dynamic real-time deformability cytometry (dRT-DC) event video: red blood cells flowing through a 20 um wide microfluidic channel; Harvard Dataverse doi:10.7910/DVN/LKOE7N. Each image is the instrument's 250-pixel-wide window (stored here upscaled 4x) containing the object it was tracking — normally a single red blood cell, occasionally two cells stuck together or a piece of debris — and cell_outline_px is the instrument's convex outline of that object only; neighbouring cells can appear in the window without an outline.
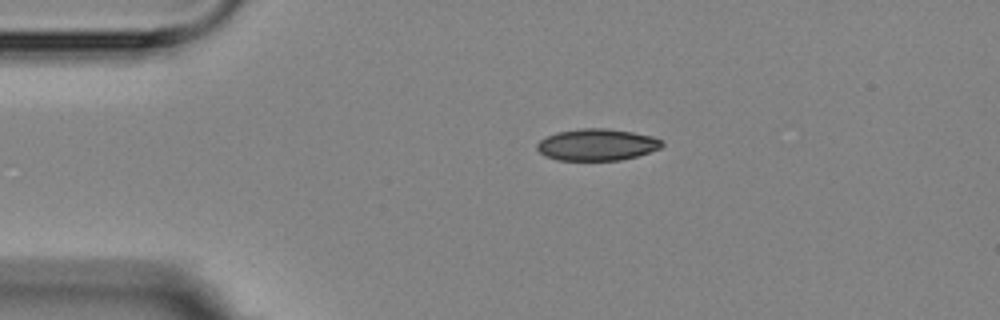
{"species": "Egyptian fruit bat (a non-hibernating species)", "species_latin": "Rousettus aegyptiacus", "temperature_condition": "room temperature", "stored_images_in_passage": 2, "camera_frame_rate_fps": 3000, "um_per_image_px": 0.085, "animal": {"sex": "female"}, "frame": {"image": 1, "passage_image": 1, "time_ms": 0.0, "image_size_px": [1000, 320], "cell_outline_px": [[664, 144], [660, 148], [636, 156], [620, 160], [556, 160], [544, 156], [536, 148], [536, 144], [540, 140], [556, 132], [584, 128], [608, 128], [632, 132], [652, 136], [660, 140]], "centroid_in_image_um": [50.71, 12.3], "position_along_channel_um": 34.3, "area_um2": 23.0}}